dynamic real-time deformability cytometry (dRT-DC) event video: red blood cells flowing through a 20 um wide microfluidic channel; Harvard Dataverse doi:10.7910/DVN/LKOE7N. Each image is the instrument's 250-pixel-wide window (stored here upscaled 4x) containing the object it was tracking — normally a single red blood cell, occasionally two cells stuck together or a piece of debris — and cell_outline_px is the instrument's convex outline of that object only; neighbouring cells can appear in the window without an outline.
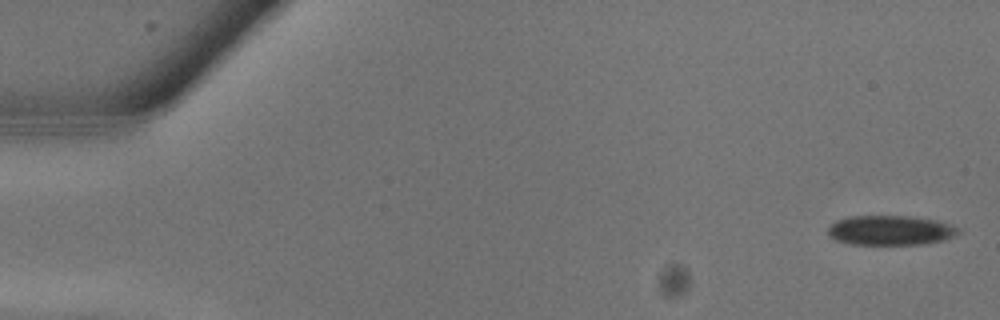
{"species": "common noctule bat (a hibernating species)", "species_latin": "Nyctalus noctula", "temperature_condition": "warm", "stored_images_in_passage": 13, "camera_frame_rate_fps": 3000, "um_per_image_px": 0.085, "animal": {"sex": "male", "body_mass_g": 13.3}, "frame": {"image": 1, "passage_image": 1, "time_ms": 0.0, "image_size_px": [1000, 320], "cell_outline_px": [[960, 232], [944, 240], [928, 244], [848, 244], [836, 240], [828, 236], [828, 228], [836, 220], [848, 216], [908, 216], [936, 220], [960, 228]], "centroid_in_image_um": [75.66, 19.58], "position_along_channel_um": 9.3, "area_um2": 22.6}}
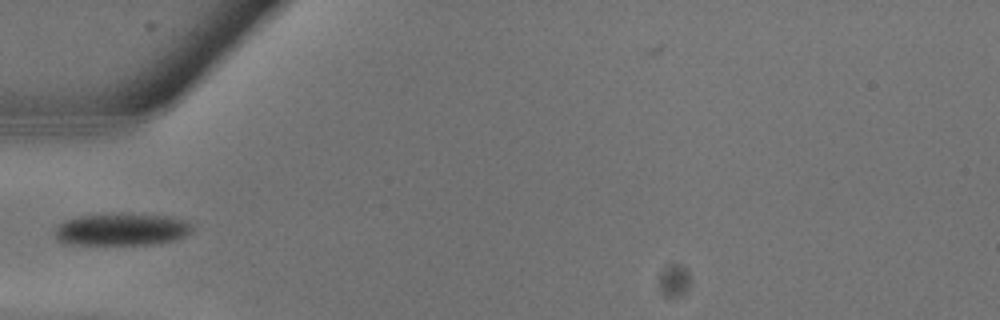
{"frame": {"image": 2, "passage_image": 9, "time_ms": 2.667, "image_size_px": [1000, 320], "cell_outline_px": [[192, 232], [176, 240], [160, 244], [60, 244], [52, 236], [52, 232], [64, 220], [80, 216], [164, 216], [188, 220], [192, 224]], "centroid_in_image_um": [10.31, 19.56], "position_along_channel_um": 74.7, "area_um2": 25.32}}
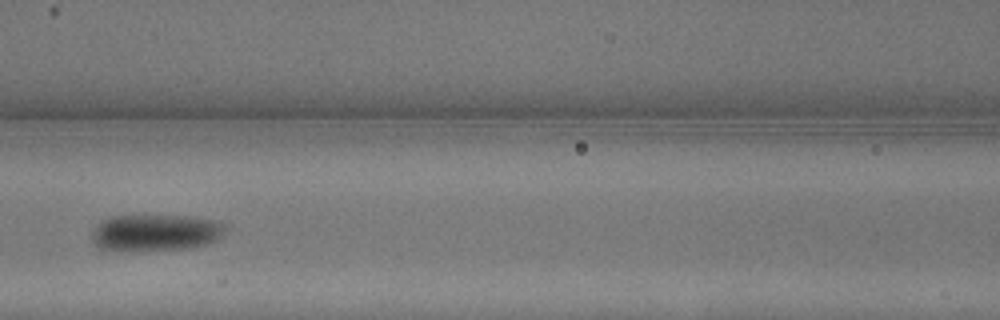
{"frame": {"image": 3, "passage_image": 12, "time_ms": 3.667, "image_size_px": [1000, 320], "cell_outline_px": [[228, 228], [220, 240], [208, 244], [192, 248], [120, 252], [100, 248], [92, 240], [92, 232], [96, 224], [100, 220], [112, 216], [188, 216], [216, 220], [228, 224]], "centroid_in_image_um": [13.27, 19.79], "position_along_channel_um": 153.3, "area_um2": 29.36}}